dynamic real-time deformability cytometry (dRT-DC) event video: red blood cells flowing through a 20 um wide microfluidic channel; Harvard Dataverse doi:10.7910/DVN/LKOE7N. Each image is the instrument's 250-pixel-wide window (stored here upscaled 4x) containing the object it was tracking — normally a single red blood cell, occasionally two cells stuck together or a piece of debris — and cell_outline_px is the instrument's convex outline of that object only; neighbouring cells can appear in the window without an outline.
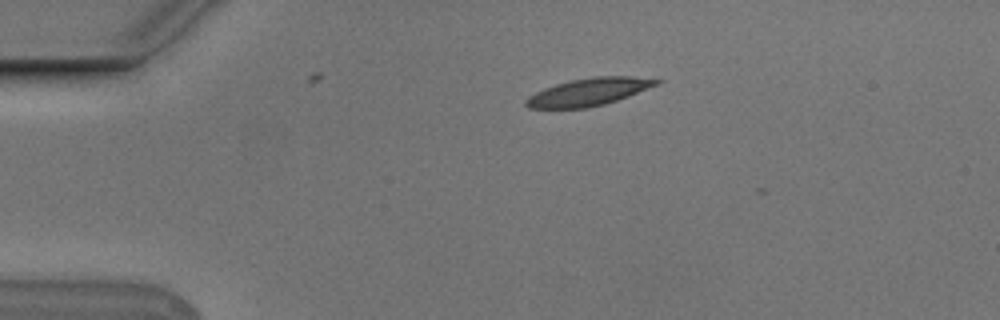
{"species": "Egyptian fruit bat (a non-hibernating species)", "species_latin": "Rousettus aegyptiacus", "temperature_condition": "cold", "stored_images_in_passage": 31, "camera_frame_rate_fps": 3000, "um_per_image_px": 0.085, "animal": {"sex": "male"}, "frame": {"image": 1, "passage_image": 1, "time_ms": 0.0, "image_size_px": [1000, 320], "cell_outline_px": [[664, 80], [660, 84], [628, 96], [604, 104], [588, 108], [528, 108], [524, 104], [524, 100], [528, 96], [544, 88], [556, 84], [572, 80], [592, 76], [632, 76]], "centroid_in_image_um": [50.05, 7.81], "position_along_channel_um": 34.9, "area_um2": 20.98}}
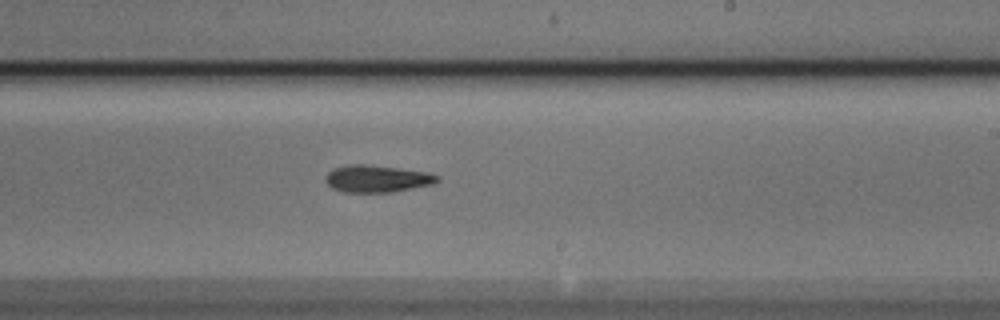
{"frame": {"image": 2, "passage_image": 14, "time_ms": 4.333, "image_size_px": [1000, 320], "cell_outline_px": [[440, 180], [432, 184], [392, 192], [344, 192], [332, 188], [324, 180], [324, 176], [328, 172], [336, 168], [348, 164], [364, 164], [428, 172], [440, 176]], "centroid_in_image_um": [32.03, 15.19], "position_along_channel_um": 257.0, "area_um2": 17.57}}
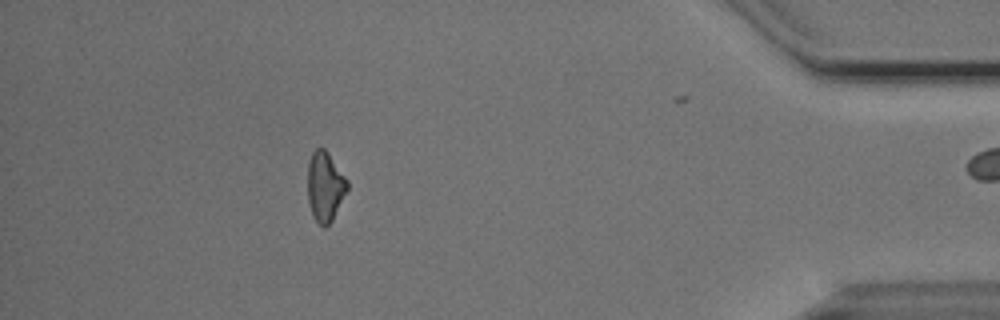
{"frame": {"image": 3, "passage_image": 30, "time_ms": 9.667, "image_size_px": [1000, 320], "cell_outline_px": [[348, 188], [332, 220], [324, 228], [312, 216], [308, 200], [308, 160], [312, 152], [316, 148], [324, 148], [328, 152], [348, 180]], "centroid_in_image_um": [27.62, 15.83], "position_along_channel_um": 407.6, "area_um2": 16.07}}